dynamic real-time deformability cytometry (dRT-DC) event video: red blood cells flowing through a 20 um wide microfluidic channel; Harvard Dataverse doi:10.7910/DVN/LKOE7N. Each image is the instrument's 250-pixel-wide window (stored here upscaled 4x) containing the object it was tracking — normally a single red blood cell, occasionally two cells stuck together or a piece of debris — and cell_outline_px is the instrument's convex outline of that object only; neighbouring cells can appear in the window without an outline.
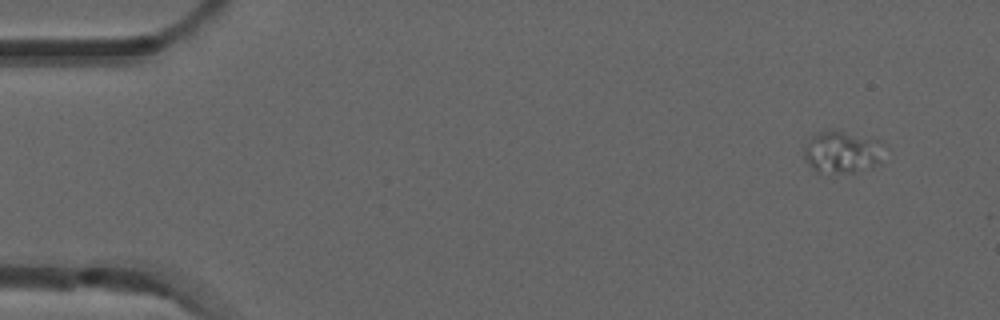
{"species": "common noctule bat (a hibernating species)", "species_latin": "Nyctalus noctula", "temperature_condition": "room temperature", "stored_images_in_passage": 4, "camera_frame_rate_fps": 3000, "um_per_image_px": 0.085, "animal": {"sex": "male", "forearm_length_mm": 52.5}, "frame": {"image": 1, "passage_image": 1, "time_ms": 0.0, "image_size_px": [1000, 320], "cell_outline_px": [[880, 160], [876, 164], [856, 172], [816, 172], [804, 160], [804, 148], [808, 136], [816, 132], [828, 128], [836, 128], [880, 140]], "centroid_in_image_um": [71.47, 12.86], "position_along_channel_um": 13.5, "area_um2": 19.94}}